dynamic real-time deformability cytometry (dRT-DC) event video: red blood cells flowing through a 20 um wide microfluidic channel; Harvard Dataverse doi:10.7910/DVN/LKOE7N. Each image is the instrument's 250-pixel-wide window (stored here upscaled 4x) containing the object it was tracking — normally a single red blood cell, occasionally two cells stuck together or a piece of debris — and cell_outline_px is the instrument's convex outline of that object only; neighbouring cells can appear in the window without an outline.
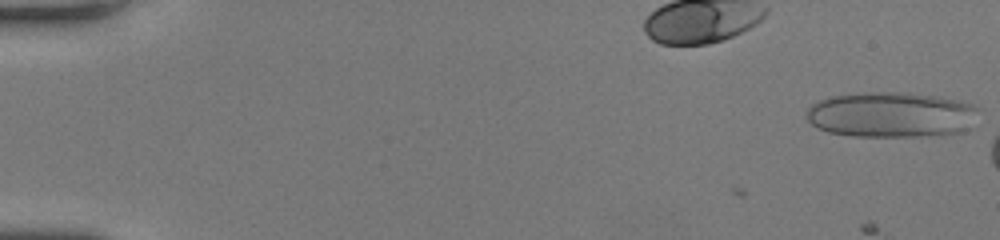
{"species": "human", "species_latin": "Homo sapiens", "temperature_condition": "room temperature", "stored_images_in_passage": 7, "camera_frame_rate_fps": 3000, "um_per_image_px": 0.085, "donor": {"sex": "female"}, "frame": {"image": 1, "passage_image": 1, "time_ms": 0.0, "image_size_px": [1000, 240], "cell_outline_px": [[980, 108], [968, 128], [960, 132], [944, 136], [852, 136], [828, 132], [816, 128], [808, 120], [808, 108], [812, 104], [820, 100], [832, 96], [868, 92], [908, 92], [936, 96], [956, 100], [972, 104]], "centroid_in_image_um": [75.77, 9.75], "position_along_channel_um": 9.2, "area_um2": 45.72}}